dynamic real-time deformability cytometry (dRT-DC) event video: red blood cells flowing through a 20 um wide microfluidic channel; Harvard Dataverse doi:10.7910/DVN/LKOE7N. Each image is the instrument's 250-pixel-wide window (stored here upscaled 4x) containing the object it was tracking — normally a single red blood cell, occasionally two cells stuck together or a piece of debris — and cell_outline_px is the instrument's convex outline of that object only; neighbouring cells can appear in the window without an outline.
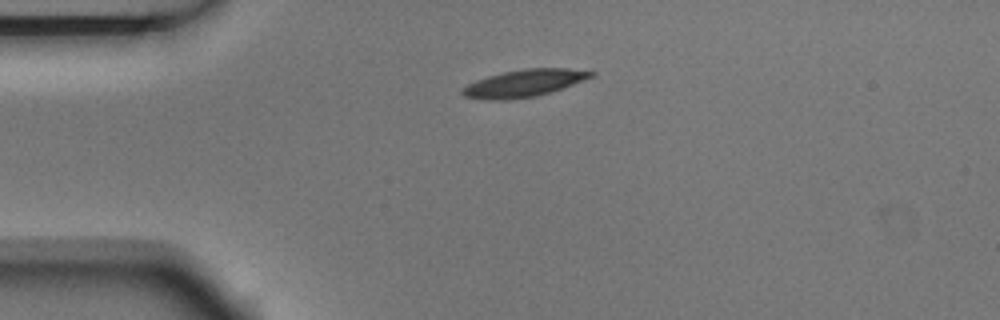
{"species": "Egyptian fruit bat (a non-hibernating species)", "species_latin": "Rousettus aegyptiacus", "temperature_condition": "room temperature", "stored_images_in_passage": 4, "camera_frame_rate_fps": 3000, "um_per_image_px": 0.085, "animal": {"sex": "male"}, "frame": {"image": 1, "passage_image": 4, "time_ms": 1.0, "image_size_px": [1000, 320], "cell_outline_px": [[596, 76], [536, 96], [508, 100], [484, 100], [464, 96], [460, 92], [460, 88], [476, 80], [488, 76], [504, 72], [524, 68], [568, 68], [596, 72]], "centroid_in_image_um": [44.51, 7.07], "position_along_channel_um": 40.5, "area_um2": 20.4}}